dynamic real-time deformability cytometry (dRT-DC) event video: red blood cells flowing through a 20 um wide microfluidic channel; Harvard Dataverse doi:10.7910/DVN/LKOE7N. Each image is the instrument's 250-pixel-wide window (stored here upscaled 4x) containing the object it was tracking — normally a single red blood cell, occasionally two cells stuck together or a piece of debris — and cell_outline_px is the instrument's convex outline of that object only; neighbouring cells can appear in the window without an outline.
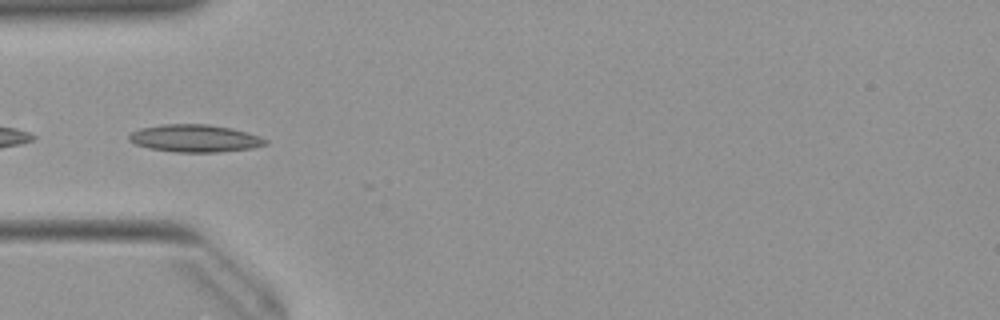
{"species": "Egyptian fruit bat (a non-hibernating species)", "species_latin": "Rousettus aegyptiacus", "temperature_condition": "warm", "stored_images_in_passage": 13, "camera_frame_rate_fps": 3000, "um_per_image_px": 0.085, "animal": {"sex": "female"}, "frame": {"image": 1, "passage_image": 9, "time_ms": 2.667, "image_size_px": [1000, 320], "cell_outline_px": [[268, 144], [252, 148], [216, 152], [176, 152], [148, 148], [136, 144], [128, 140], [128, 136], [132, 132], [140, 128], [160, 124], [208, 124], [232, 128], [248, 132], [260, 136], [268, 140]], "centroid_in_image_um": [16.57, 11.75], "position_along_channel_um": 68.4, "area_um2": 21.96}}
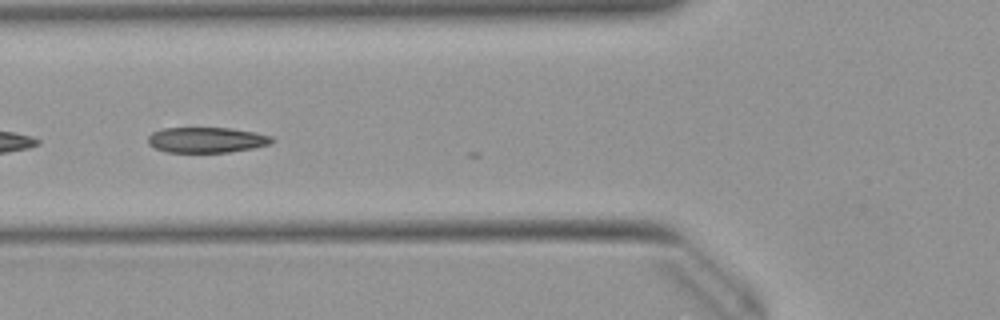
{"frame": {"image": 2, "passage_image": 12, "time_ms": 3.667, "image_size_px": [1000, 320], "cell_outline_px": [[272, 140], [268, 144], [252, 148], [228, 152], [168, 152], [156, 148], [148, 144], [148, 136], [152, 132], [164, 128], [228, 128], [256, 132], [272, 136]], "centroid_in_image_um": [17.53, 11.89], "position_along_channel_um": 108.3, "area_um2": 18.21}}